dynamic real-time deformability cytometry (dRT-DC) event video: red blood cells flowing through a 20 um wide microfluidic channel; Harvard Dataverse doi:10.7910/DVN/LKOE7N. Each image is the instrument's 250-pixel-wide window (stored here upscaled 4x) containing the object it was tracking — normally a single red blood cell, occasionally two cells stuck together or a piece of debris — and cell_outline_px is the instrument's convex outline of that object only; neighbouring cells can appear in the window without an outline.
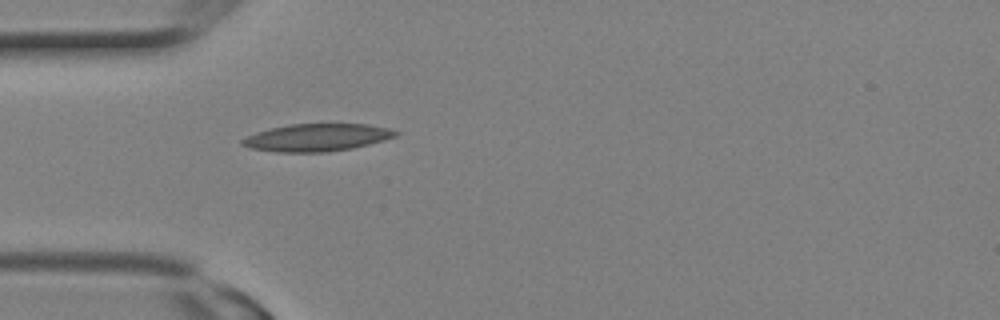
{"species": "Egyptian fruit bat (a non-hibernating species)", "species_latin": "Rousettus aegyptiacus", "temperature_condition": "room temperature", "stored_images_in_passage": 3, "camera_frame_rate_fps": 3000, "um_per_image_px": 0.085, "animal": {"sex": "female"}, "frame": {"image": 1, "passage_image": 3, "time_ms": 0.667, "image_size_px": [1000, 320], "cell_outline_px": [[400, 132], [396, 136], [384, 140], [352, 148], [328, 152], [276, 152], [248, 148], [240, 144], [240, 140], [256, 132], [288, 124], [368, 124], [388, 128]], "centroid_in_image_um": [26.92, 11.69], "position_along_channel_um": 58.1, "area_um2": 24.57}}